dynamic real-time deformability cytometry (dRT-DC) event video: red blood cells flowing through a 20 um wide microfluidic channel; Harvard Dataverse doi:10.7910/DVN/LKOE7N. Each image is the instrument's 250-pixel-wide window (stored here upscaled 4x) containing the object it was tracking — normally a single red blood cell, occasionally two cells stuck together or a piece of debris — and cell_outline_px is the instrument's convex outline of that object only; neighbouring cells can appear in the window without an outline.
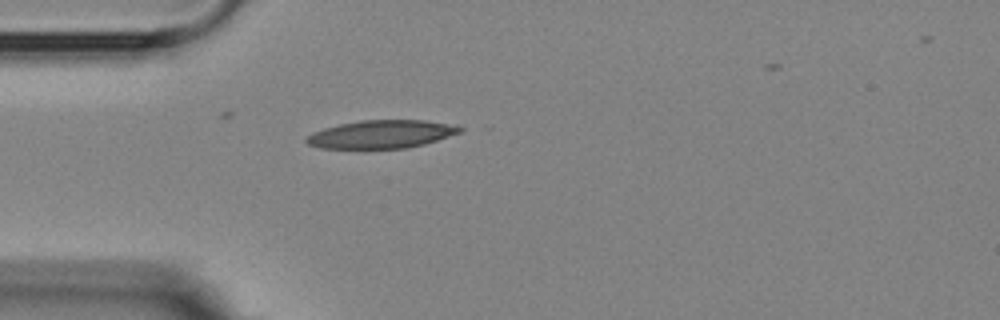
{"species": "Egyptian fruit bat (a non-hibernating species)", "species_latin": "Rousettus aegyptiacus", "temperature_condition": "room temperature", "stored_images_in_passage": 1, "camera_frame_rate_fps": 3000, "um_per_image_px": 0.085, "animal": {"sex": "female"}, "frame": {"image": 1, "passage_image": 1, "time_ms": 0.0, "image_size_px": [1000, 320], "cell_outline_px": [[464, 128], [460, 132], [424, 144], [408, 148], [320, 148], [308, 144], [304, 140], [312, 132], [324, 128], [340, 124], [360, 120], [424, 120], [448, 124]], "centroid_in_image_um": [32.38, 11.41], "position_along_channel_um": 52.6, "area_um2": 24.85}}